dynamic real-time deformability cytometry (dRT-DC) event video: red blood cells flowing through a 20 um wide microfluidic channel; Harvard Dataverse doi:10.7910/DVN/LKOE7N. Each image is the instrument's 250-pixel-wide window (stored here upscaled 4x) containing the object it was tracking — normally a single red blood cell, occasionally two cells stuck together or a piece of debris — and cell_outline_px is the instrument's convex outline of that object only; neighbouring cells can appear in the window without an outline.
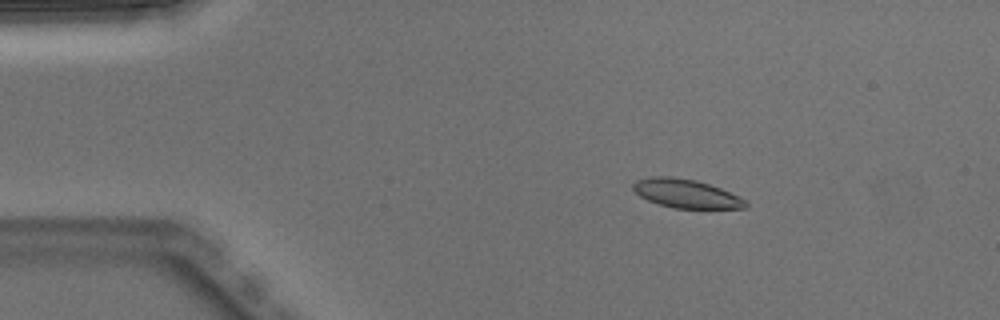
{"species": "Egyptian fruit bat (a non-hibernating species)", "species_latin": "Rousettus aegyptiacus", "temperature_condition": "warm", "stored_images_in_passage": 3, "camera_frame_rate_fps": 3000, "um_per_image_px": 0.085, "animal": {"sex": "male"}, "frame": {"image": 1, "passage_image": 2, "time_ms": 0.333, "image_size_px": [1000, 320], "cell_outline_px": [[748, 204], [744, 208], [672, 208], [648, 200], [640, 196], [632, 188], [632, 184], [636, 180], [652, 176], [668, 176], [696, 180], [720, 188], [744, 200]], "centroid_in_image_um": [58.26, 16.44], "position_along_channel_um": 26.7, "area_um2": 18.5}}